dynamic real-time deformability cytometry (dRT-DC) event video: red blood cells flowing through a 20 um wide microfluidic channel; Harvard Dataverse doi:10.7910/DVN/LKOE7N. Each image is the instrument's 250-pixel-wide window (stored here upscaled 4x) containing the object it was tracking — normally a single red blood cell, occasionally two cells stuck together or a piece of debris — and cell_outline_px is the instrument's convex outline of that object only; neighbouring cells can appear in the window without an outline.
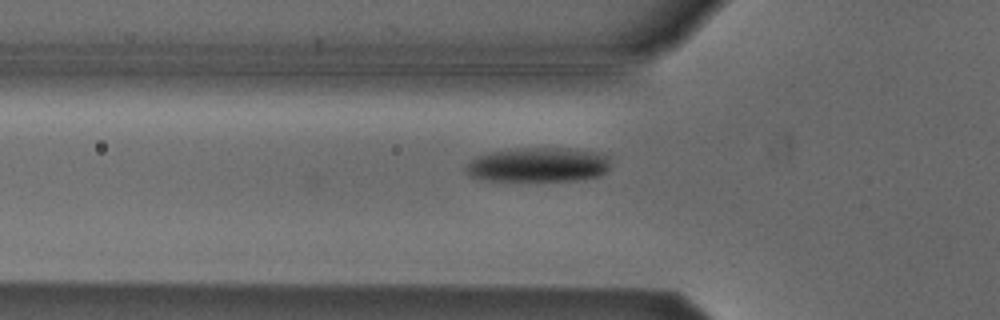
{"species": "Egyptian fruit bat (a non-hibernating species)", "species_latin": "Rousettus aegyptiacus", "temperature_condition": "cold", "stored_images_in_passage": 26, "camera_frame_rate_fps": 3000, "um_per_image_px": 0.085, "animal": {"sex": "male"}, "frame": {"image": 1, "passage_image": 3, "time_ms": 0.667, "image_size_px": [1000, 320], "cell_outline_px": [[608, 168], [600, 176], [584, 180], [488, 180], [472, 176], [464, 168], [476, 156], [488, 152], [520, 148], [564, 148], [596, 152], [608, 156]], "centroid_in_image_um": [45.77, 14.0], "position_along_channel_um": 80.0, "area_um2": 28.73}}
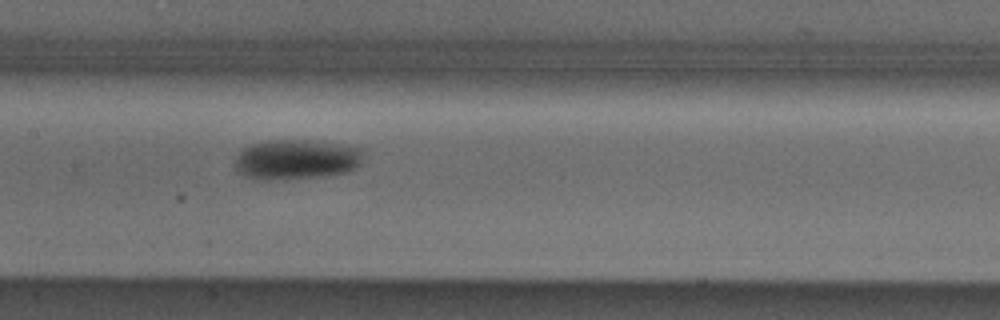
{"frame": {"image": 2, "passage_image": 11, "time_ms": 3.333, "image_size_px": [1000, 320], "cell_outline_px": [[364, 148], [360, 164], [356, 168], [348, 172], [324, 176], [284, 180], [252, 180], [236, 172], [236, 156], [240, 148], [264, 140], [312, 140]], "centroid_in_image_um": [25.15, 13.56], "position_along_channel_um": 182.3, "area_um2": 30.69}}
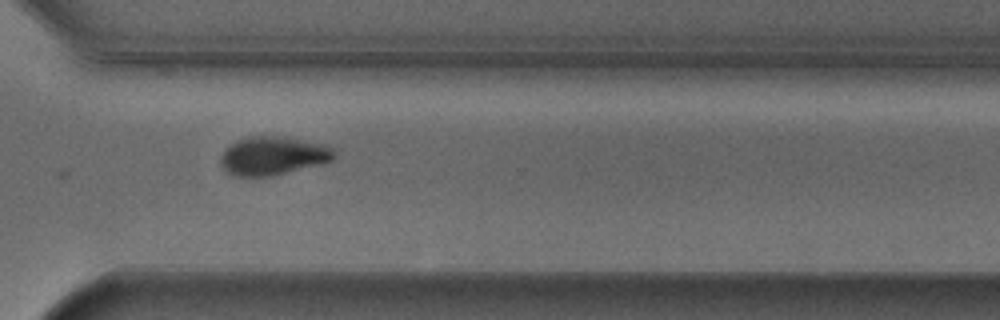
{"frame": {"image": 3, "passage_image": 24, "time_ms": 7.667, "image_size_px": [1000, 320], "cell_outline_px": [[336, 156], [332, 160], [320, 164], [272, 176], [232, 176], [220, 164], [220, 156], [224, 148], [236, 140], [248, 136], [276, 136], [324, 144], [332, 148], [336, 152]], "centroid_in_image_um": [23.16, 13.24], "position_along_channel_um": 347.4, "area_um2": 25.49}, "authors_computed_cell_mechanics": {"area_um2": 28.6977, "velocity_mm_per_s": 3.8189, "shape_relaxation_time_tau1_ms": 2.1791, "shape_relaxation_time_tau2_ms": null, "deformation_change_tau1": 0.1045, "deformation_change_tau2": null}}